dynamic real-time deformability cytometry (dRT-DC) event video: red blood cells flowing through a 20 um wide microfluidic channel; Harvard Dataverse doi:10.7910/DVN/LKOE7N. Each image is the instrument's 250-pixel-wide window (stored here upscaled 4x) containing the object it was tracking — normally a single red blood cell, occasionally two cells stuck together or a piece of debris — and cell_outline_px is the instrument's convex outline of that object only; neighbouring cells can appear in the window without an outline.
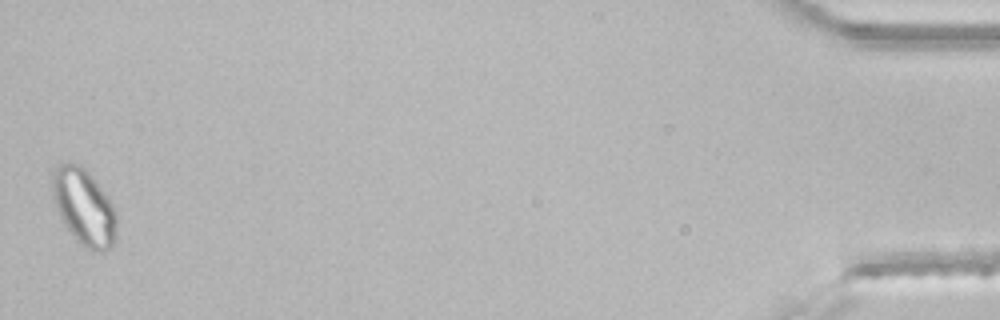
{"species": "common noctule bat (a hibernating species)", "species_latin": "Nyctalus noctula", "temperature_condition": "room temperature", "stored_images_in_passage": 47, "segment_of_instrument_passage": [2, 2], "camera_frame_rate_fps": 3000, "um_per_image_px": 0.085, "animal": {"sex": "male", "body_mass_g": 21.5, "forearm_length_mm": 52.0}, "frame": {"image": 1, "passage_image": 47, "time_ms": 15.333, "image_size_px": [1000, 320], "cell_outline_px": [[116, 240], [112, 248], [104, 252], [92, 252], [84, 248], [76, 240], [64, 224], [60, 216], [52, 192], [52, 180], [56, 168], [60, 160], [76, 164], [84, 168], [88, 172], [108, 196], [116, 212]], "centroid_in_image_um": [7.17, 17.64], "position_along_channel_um": 428.0, "area_um2": 28.78}}